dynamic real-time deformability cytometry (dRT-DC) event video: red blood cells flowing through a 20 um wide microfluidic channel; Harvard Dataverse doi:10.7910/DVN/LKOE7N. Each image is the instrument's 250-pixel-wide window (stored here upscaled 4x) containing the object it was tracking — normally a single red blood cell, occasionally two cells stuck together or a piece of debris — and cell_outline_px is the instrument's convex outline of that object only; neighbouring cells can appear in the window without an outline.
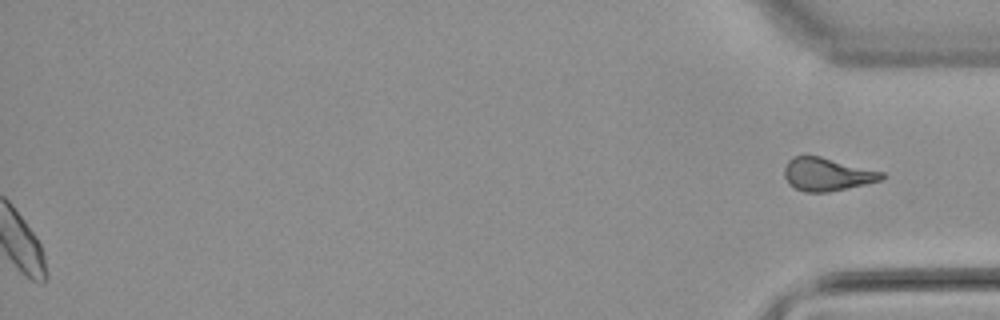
{"species": "common noctule bat (a hibernating species)", "species_latin": "Nyctalus noctula", "temperature_condition": "warm", "stored_images_in_passage": 56, "segment_of_instrument_passage": [2, 2], "camera_frame_rate_fps": 3000, "um_per_image_px": 0.085, "animal": {"sex": "male", "body_mass_g": 21.5, "forearm_length_mm": 52.0}, "frame": {"image": 1, "passage_image": 56, "time_ms": 18.333, "image_size_px": [1000, 320], "cell_outline_px": [[884, 180], [828, 192], [804, 192], [788, 184], [784, 176], [784, 168], [788, 160], [792, 156], [820, 156], [884, 172]], "centroid_in_image_um": [70.29, 14.82], "position_along_channel_um": 364.9, "area_um2": 18.79}}